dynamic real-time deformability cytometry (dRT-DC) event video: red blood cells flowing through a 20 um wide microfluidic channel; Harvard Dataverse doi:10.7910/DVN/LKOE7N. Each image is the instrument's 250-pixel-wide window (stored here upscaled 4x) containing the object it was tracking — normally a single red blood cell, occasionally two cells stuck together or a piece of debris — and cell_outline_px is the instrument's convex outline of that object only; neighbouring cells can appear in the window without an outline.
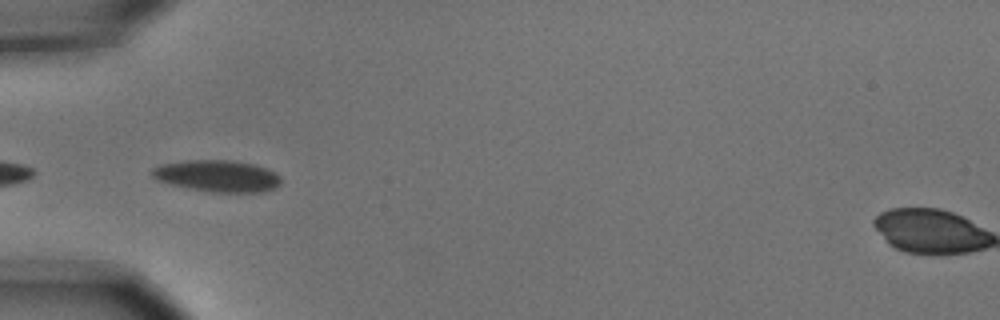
{"species": "common noctule bat (a hibernating species)", "species_latin": "Nyctalus noctula", "temperature_condition": "cold", "stored_images_in_passage": 11, "camera_frame_rate_fps": 3000, "um_per_image_px": 0.085, "animal": {"sex": "male", "body_mass_g": 15.6}, "frame": {"image": 1, "passage_image": 5, "time_ms": 1.333, "image_size_px": [1000, 320], "cell_outline_px": [[280, 184], [276, 188], [264, 192], [208, 192], [188, 188], [156, 180], [152, 176], [152, 168], [160, 164], [184, 160], [228, 160], [252, 164], [276, 172], [280, 176]], "centroid_in_image_um": [18.47, 14.96], "position_along_channel_um": 66.5, "area_um2": 23.87}}
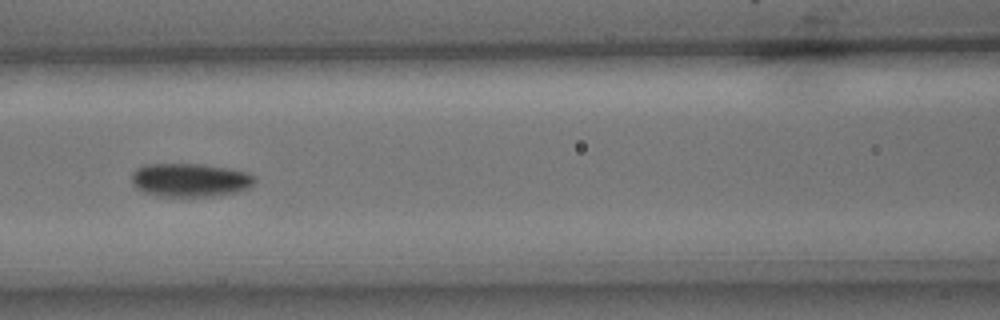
{"frame": {"image": 2, "passage_image": 7, "time_ms": 2.0, "image_size_px": [1000, 320], "cell_outline_px": [[256, 180], [248, 188], [236, 192], [212, 196], [156, 196], [144, 192], [136, 188], [132, 184], [132, 172], [136, 168], [144, 164], [200, 164], [228, 168], [244, 172], [256, 176]], "centroid_in_image_um": [16.12, 15.3], "position_along_channel_um": 150.5, "area_um2": 24.04}}
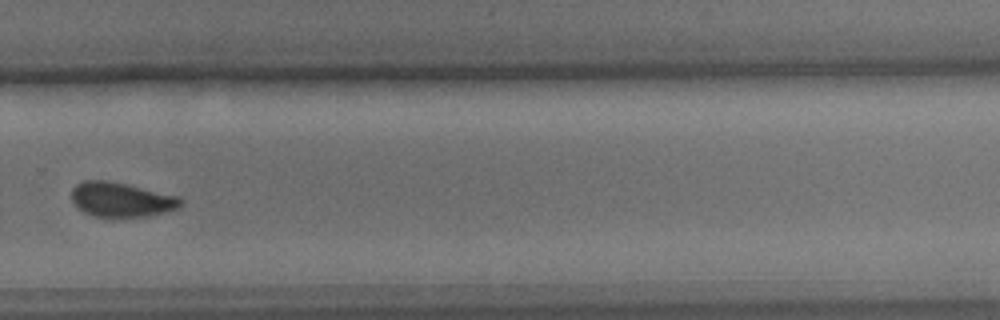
{"frame": {"image": 3, "passage_image": 11, "time_ms": 3.333, "image_size_px": [1000, 320], "cell_outline_px": [[184, 204], [180, 208], [148, 216], [96, 216], [84, 212], [76, 208], [72, 200], [72, 188], [76, 184], [84, 180], [108, 180], [180, 196], [184, 200]], "centroid_in_image_um": [10.34, 16.95], "position_along_channel_um": 319.5, "area_um2": 22.08}}